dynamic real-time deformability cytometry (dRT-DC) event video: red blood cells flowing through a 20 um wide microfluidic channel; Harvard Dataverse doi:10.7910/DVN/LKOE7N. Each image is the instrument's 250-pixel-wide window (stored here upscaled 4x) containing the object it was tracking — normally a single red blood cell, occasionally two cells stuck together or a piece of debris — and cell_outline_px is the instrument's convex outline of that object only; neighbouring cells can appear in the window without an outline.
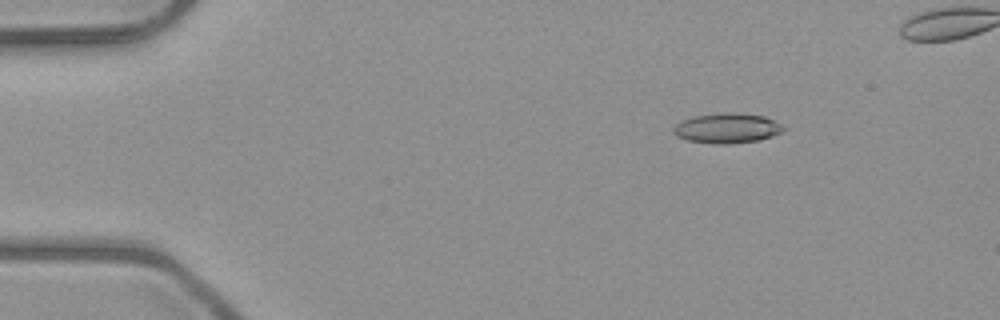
{"species": "common noctule bat (a hibernating species)", "species_latin": "Nyctalus noctula", "temperature_condition": "room temperature", "stored_images_in_passage": 5, "camera_frame_rate_fps": 3000, "um_per_image_px": 0.085, "animal": {"sex": "male", "body_mass_g": 23.1, "forearm_length_mm": 52.7}, "frame": {"image": 1, "passage_image": 2, "time_ms": 2.0, "image_size_px": [1000, 320], "cell_outline_px": [[788, 128], [772, 136], [756, 140], [724, 144], [716, 144], [688, 140], [676, 136], [672, 132], [672, 128], [680, 120], [692, 116], [728, 112], [732, 112], [764, 116]], "centroid_in_image_um": [61.75, 10.88], "position_along_channel_um": 23.2, "area_um2": 19.13}}